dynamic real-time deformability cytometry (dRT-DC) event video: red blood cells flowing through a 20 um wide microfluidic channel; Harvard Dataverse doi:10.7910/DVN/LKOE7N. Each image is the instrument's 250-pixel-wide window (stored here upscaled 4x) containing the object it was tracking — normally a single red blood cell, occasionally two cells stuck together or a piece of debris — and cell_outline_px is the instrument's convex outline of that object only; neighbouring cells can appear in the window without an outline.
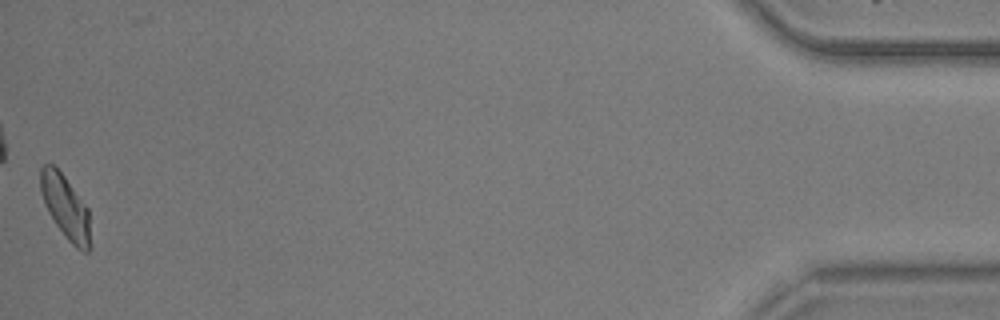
{"species": "common noctule bat (a hibernating species)", "species_latin": "Nyctalus noctula", "temperature_condition": "warm", "stored_images_in_passage": 57, "camera_frame_rate_fps": 3000, "um_per_image_px": 0.085, "animal": {"sex": "male", "body_mass_g": 20.5, "forearm_length_mm": 52.5}, "frame": {"image": 1, "passage_image": 57, "time_ms": 18.667, "image_size_px": [1000, 320], "cell_outline_px": [[92, 248], [88, 252], [84, 252], [76, 248], [68, 240], [56, 224], [48, 212], [44, 204], [40, 192], [40, 168], [44, 164], [52, 164], [64, 176], [88, 208]], "centroid_in_image_um": [5.58, 17.64], "position_along_channel_um": 429.6, "area_um2": 18.61}, "authors_computed_cell_mechanics": {"area_um2": 18.6694, "velocity_mm_per_s": 3.6386, "shape_relaxation_time_tau1_ms": 5.9743, "shape_relaxation_time_tau2_ms": 3.8599, "deformation_change_tau1": 0.171, "deformation_change_tau2": 0.0867}}